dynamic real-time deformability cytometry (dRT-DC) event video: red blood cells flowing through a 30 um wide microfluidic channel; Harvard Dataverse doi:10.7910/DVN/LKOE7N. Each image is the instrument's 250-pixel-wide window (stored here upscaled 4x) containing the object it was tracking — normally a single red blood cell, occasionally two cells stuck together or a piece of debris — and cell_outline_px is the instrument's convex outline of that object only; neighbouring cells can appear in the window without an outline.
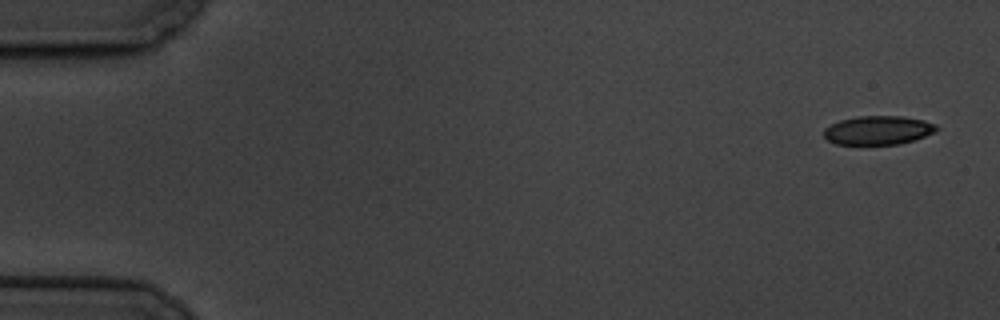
{"species": "common noctule bat (a hibernating species)", "species_latin": "Nyctalus noctula", "temperature_condition": "cold", "stored_images_in_passage": 5, "camera_frame_rate_fps": 3000, "um_per_image_px": 0.085, "animal": {"sex": "male", "body_mass_g": 19.5, "forearm_length_mm": 54.6}, "frame": {"image": 1, "passage_image": 1, "time_ms": 0.0, "image_size_px": [1000, 320], "cell_outline_px": [[940, 128], [936, 132], [900, 144], [836, 144], [828, 140], [824, 136], [824, 128], [840, 120], [860, 116], [900, 116], [924, 120], [936, 124]], "centroid_in_image_um": [74.66, 11.07], "position_along_channel_um": 10.3, "area_um2": 18.84}}
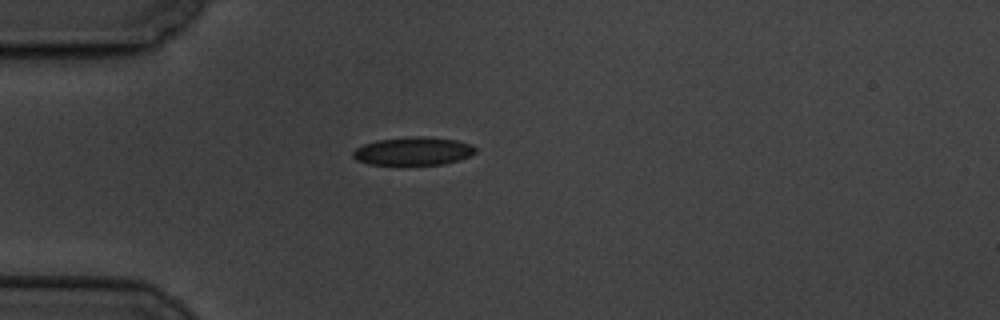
{"frame": {"image": 2, "passage_image": 5, "time_ms": 4.667, "image_size_px": [1000, 320], "cell_outline_px": [[476, 152], [460, 160], [444, 164], [368, 164], [356, 160], [352, 156], [352, 152], [356, 148], [364, 144], [376, 140], [416, 136], [420, 136], [456, 140], [472, 144], [476, 148]], "centroid_in_image_um": [35.12, 12.84], "position_along_channel_um": 49.9, "area_um2": 20.0}}